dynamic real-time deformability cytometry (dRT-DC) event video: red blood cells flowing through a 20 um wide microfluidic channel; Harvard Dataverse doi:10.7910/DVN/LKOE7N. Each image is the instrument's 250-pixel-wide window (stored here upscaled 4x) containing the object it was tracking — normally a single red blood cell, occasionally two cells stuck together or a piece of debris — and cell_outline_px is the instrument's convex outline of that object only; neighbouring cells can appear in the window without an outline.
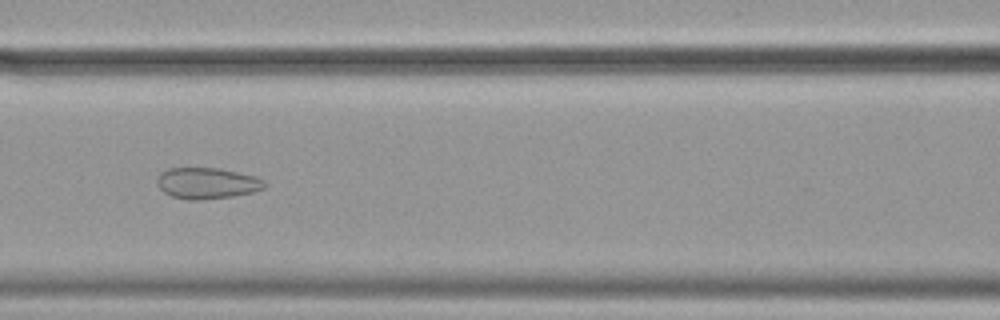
{"species": "common noctule bat (a hibernating species)", "species_latin": "Nyctalus noctula", "temperature_condition": "cold", "stored_images_in_passage": 56, "camera_frame_rate_fps": 3000, "um_per_image_px": 0.085, "animal": {"sex": "female", "body_mass_g": 19.9}, "frame": {"image": 1, "passage_image": 24, "time_ms": 7.667, "image_size_px": [1000, 320], "cell_outline_px": [[268, 184], [264, 188], [252, 192], [232, 196], [200, 200], [188, 200], [172, 196], [164, 192], [156, 184], [156, 180], [160, 172], [168, 168], [220, 168], [256, 176], [264, 180]], "centroid_in_image_um": [17.59, 15.56], "position_along_channel_um": 149.0, "area_um2": 19.65}}
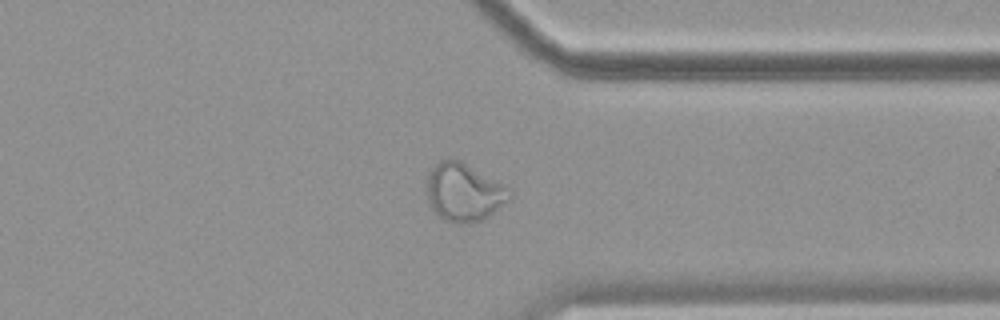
{"frame": {"image": 2, "passage_image": 43, "time_ms": 14.0, "image_size_px": [1000, 320], "cell_outline_px": [[512, 196], [500, 208], [484, 220], [464, 224], [456, 224], [444, 220], [432, 208], [428, 200], [428, 176], [432, 168], [440, 160], [460, 160], [504, 184], [512, 192]], "centroid_in_image_um": [39.47, 16.37], "position_along_channel_um": 371.9, "area_um2": 27.86}}
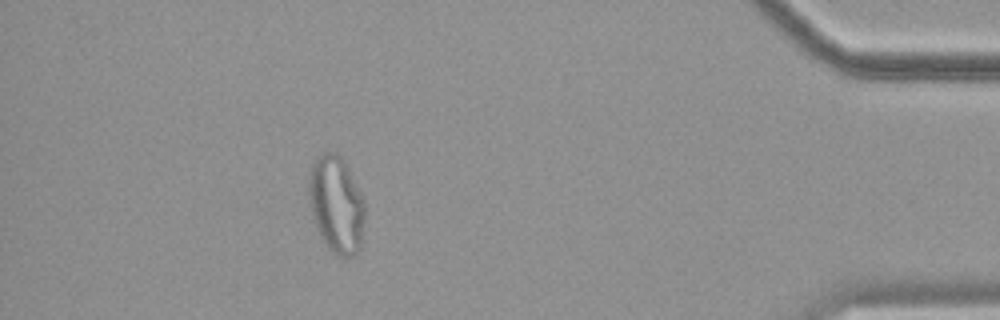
{"frame": {"image": 3, "passage_image": 50, "time_ms": 16.333, "image_size_px": [1000, 320], "cell_outline_px": [[364, 216], [360, 248], [352, 256], [344, 260], [328, 248], [324, 244], [316, 228], [312, 212], [308, 192], [308, 180], [312, 164], [324, 152], [336, 152], [344, 160], [364, 200]], "centroid_in_image_um": [28.58, 17.41], "position_along_channel_um": 406.6, "area_um2": 31.62}, "authors_computed_cell_mechanics": {"area_um2": 27.1371, "velocity_mm_per_s": 3.5544, "shape_relaxation_time_tau1_ms": null, "shape_relaxation_time_tau2_ms": 1.3024, "deformation_change_tau1": null, "deformation_change_tau2": 0.0687}}